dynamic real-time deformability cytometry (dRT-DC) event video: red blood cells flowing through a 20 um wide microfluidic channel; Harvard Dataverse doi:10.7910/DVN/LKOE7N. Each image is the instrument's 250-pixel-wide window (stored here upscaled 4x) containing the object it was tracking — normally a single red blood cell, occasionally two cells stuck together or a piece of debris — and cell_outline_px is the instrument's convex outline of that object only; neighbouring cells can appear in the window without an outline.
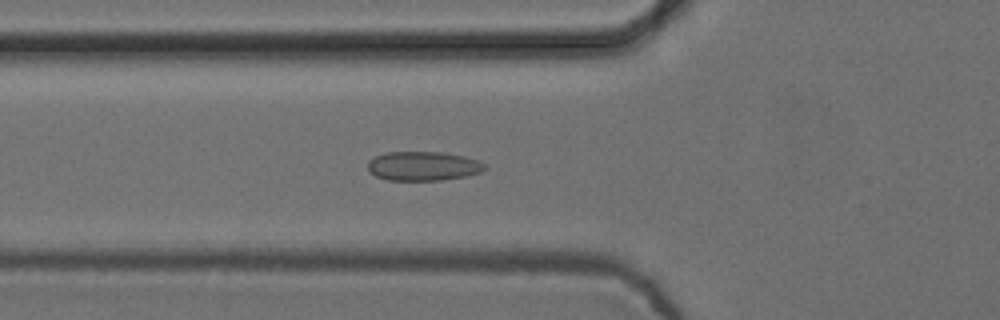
{"species": "common noctule bat (a hibernating species)", "species_latin": "Nyctalus noctula", "temperature_condition": "cold", "stored_images_in_passage": 44, "camera_frame_rate_fps": 3000, "um_per_image_px": 0.085, "animal": {"sex": "female", "body_mass_g": 24.6, "forearm_length_mm": 56.2}, "frame": {"image": 1, "passage_image": 19, "time_ms": 6.0, "image_size_px": [1000, 320], "cell_outline_px": [[488, 168], [480, 172], [464, 176], [440, 180], [388, 180], [376, 176], [368, 172], [368, 160], [376, 156], [388, 152], [444, 152], [464, 156], [476, 160], [484, 164]], "centroid_in_image_um": [35.94, 14.11], "position_along_channel_um": 89.9, "area_um2": 19.83}}
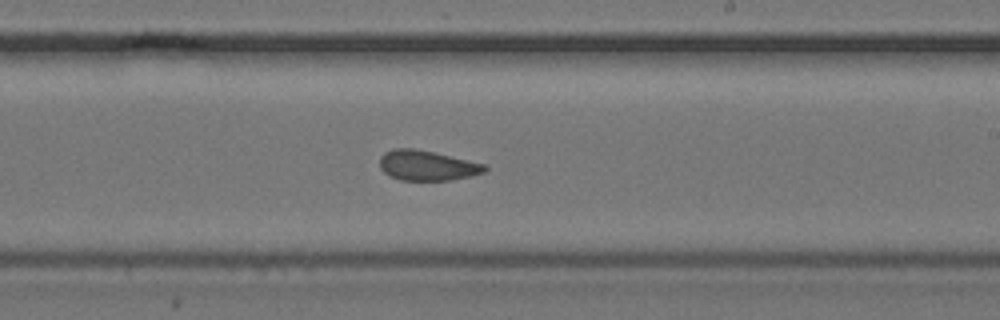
{"frame": {"image": 2, "passage_image": 32, "time_ms": 10.333, "image_size_px": [1000, 320], "cell_outline_px": [[488, 168], [484, 172], [472, 176], [448, 180], [400, 180], [388, 176], [380, 168], [380, 156], [384, 152], [392, 148], [412, 148], [432, 152], [484, 164]], "centroid_in_image_um": [36.25, 14.07], "position_along_channel_um": 252.7, "area_um2": 18.32}}
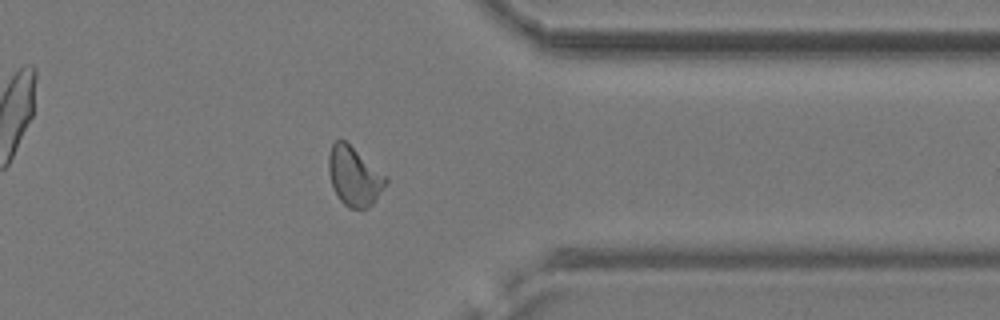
{"frame": {"image": 3, "passage_image": 43, "time_ms": 14.0, "image_size_px": [1000, 320], "cell_outline_px": [[388, 180], [376, 200], [368, 208], [348, 208], [340, 200], [332, 188], [328, 172], [328, 156], [332, 144], [336, 140], [344, 140], [388, 176]], "centroid_in_image_um": [30.1, 14.99], "position_along_channel_um": 381.3, "area_um2": 19.77}, "authors_computed_cell_mechanics": {"area_um2": 19.652, "velocity_mm_per_s": 3.7445, "shape_relaxation_time_tau1_ms": null, "shape_relaxation_time_tau2_ms": 1.949, "deformation_change_tau1": null, "deformation_change_tau2": 0.0578}}